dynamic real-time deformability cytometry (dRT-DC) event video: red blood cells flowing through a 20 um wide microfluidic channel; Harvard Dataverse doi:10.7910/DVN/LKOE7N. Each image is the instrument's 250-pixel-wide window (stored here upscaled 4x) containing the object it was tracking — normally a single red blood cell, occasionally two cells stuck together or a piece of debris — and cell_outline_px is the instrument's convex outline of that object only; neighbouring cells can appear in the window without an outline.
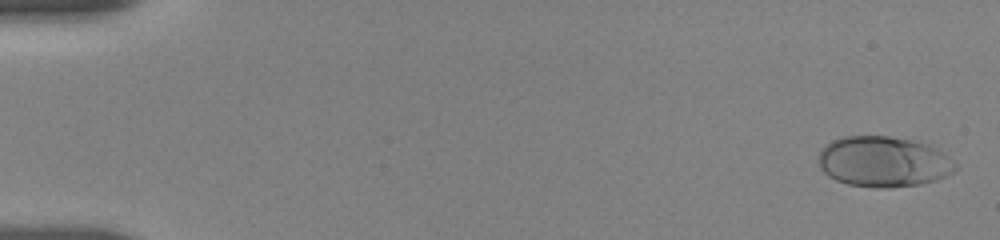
{"species": "human", "species_latin": "Homo sapiens", "temperature_condition": "room temperature", "stored_images_in_passage": 8, "camera_frame_rate_fps": 3000, "um_per_image_px": 0.085, "donor": {"sex": "female"}, "frame": {"image": 1, "passage_image": 1, "time_ms": 0.0, "image_size_px": [1000, 240], "cell_outline_px": [[956, 168], [952, 172], [936, 180], [920, 184], [888, 188], [872, 188], [848, 184], [836, 180], [828, 176], [820, 168], [820, 152], [832, 140], [844, 136], [888, 136], [928, 144], [936, 148], [952, 160], [956, 164]], "centroid_in_image_um": [75.09, 13.75], "position_along_channel_um": 9.9, "area_um2": 40.06}}
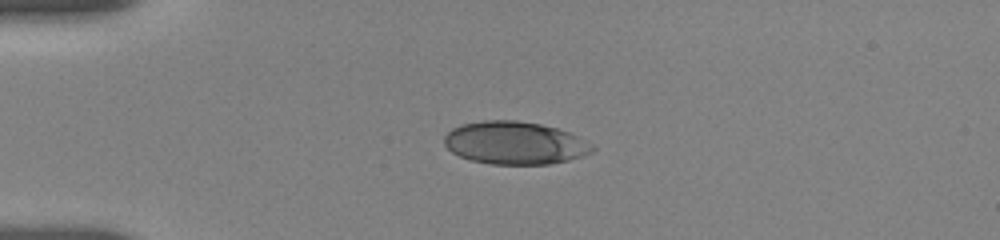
{"frame": {"image": 2, "passage_image": 6, "time_ms": 4.0, "image_size_px": [1000, 240], "cell_outline_px": [[596, 148], [592, 152], [584, 156], [568, 160], [548, 164], [492, 164], [472, 160], [460, 156], [452, 152], [444, 144], [444, 136], [452, 128], [460, 124], [484, 120], [516, 120], [540, 124], [556, 128], [568, 132], [576, 136]], "centroid_in_image_um": [43.73, 12.15], "position_along_channel_um": 41.3, "area_um2": 36.76}}
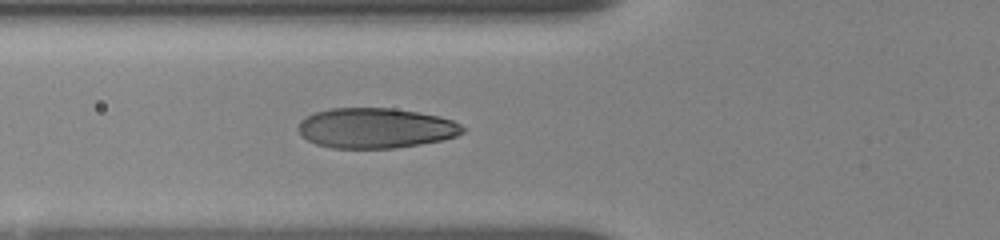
{"frame": {"image": 3, "passage_image": 8, "time_ms": 6.333, "image_size_px": [1000, 240], "cell_outline_px": [[468, 128], [464, 132], [456, 136], [444, 140], [396, 148], [332, 148], [316, 144], [300, 136], [296, 128], [300, 120], [316, 112], [332, 108], [392, 108], [440, 116], [452, 120]], "centroid_in_image_um": [31.93, 10.89], "position_along_channel_um": 93.9, "area_um2": 38.78}}